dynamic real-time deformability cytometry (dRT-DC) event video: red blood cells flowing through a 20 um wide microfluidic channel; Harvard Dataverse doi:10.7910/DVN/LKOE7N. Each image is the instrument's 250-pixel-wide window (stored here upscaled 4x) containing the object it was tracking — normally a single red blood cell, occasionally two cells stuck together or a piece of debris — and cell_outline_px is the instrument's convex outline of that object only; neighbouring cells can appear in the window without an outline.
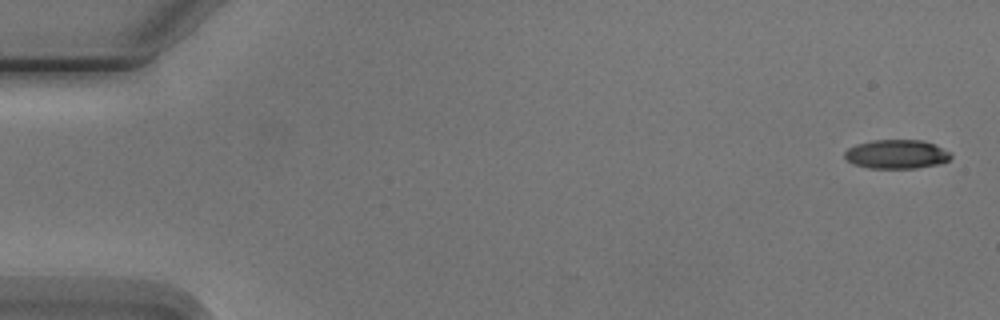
{"species": "Egyptian fruit bat (a non-hibernating species)", "species_latin": "Rousettus aegyptiacus", "temperature_condition": "cold", "stored_images_in_passage": 6, "camera_frame_rate_fps": 3000, "um_per_image_px": 0.085, "animal": {"sex": "male"}, "frame": {"image": 1, "passage_image": 1, "time_ms": 0.0, "image_size_px": [1000, 320], "cell_outline_px": [[952, 156], [948, 160], [936, 164], [916, 168], [868, 168], [852, 164], [844, 156], [844, 152], [848, 148], [856, 144], [872, 140], [920, 140], [932, 144], [948, 152]], "centroid_in_image_um": [76.13, 13.11], "position_along_channel_um": 8.9, "area_um2": 17.69}}